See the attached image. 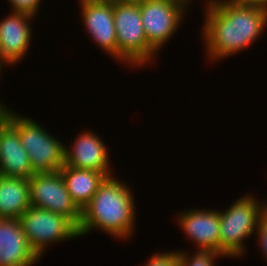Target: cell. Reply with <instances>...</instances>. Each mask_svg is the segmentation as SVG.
<instances>
[{"mask_svg": "<svg viewBox=\"0 0 267 266\" xmlns=\"http://www.w3.org/2000/svg\"><path fill=\"white\" fill-rule=\"evenodd\" d=\"M34 174L18 129L7 119L6 109H0V175L30 179Z\"/></svg>", "mask_w": 267, "mask_h": 266, "instance_id": "obj_13", "label": "cell"}, {"mask_svg": "<svg viewBox=\"0 0 267 266\" xmlns=\"http://www.w3.org/2000/svg\"><path fill=\"white\" fill-rule=\"evenodd\" d=\"M173 1L185 5L187 8L193 3L192 0H173Z\"/></svg>", "mask_w": 267, "mask_h": 266, "instance_id": "obj_22", "label": "cell"}, {"mask_svg": "<svg viewBox=\"0 0 267 266\" xmlns=\"http://www.w3.org/2000/svg\"><path fill=\"white\" fill-rule=\"evenodd\" d=\"M8 106L3 104V101L0 100V109H7Z\"/></svg>", "mask_w": 267, "mask_h": 266, "instance_id": "obj_24", "label": "cell"}, {"mask_svg": "<svg viewBox=\"0 0 267 266\" xmlns=\"http://www.w3.org/2000/svg\"><path fill=\"white\" fill-rule=\"evenodd\" d=\"M202 24L203 47L209 63L252 47L267 30V9L228 0H206ZM265 30V31H264Z\"/></svg>", "mask_w": 267, "mask_h": 266, "instance_id": "obj_1", "label": "cell"}, {"mask_svg": "<svg viewBox=\"0 0 267 266\" xmlns=\"http://www.w3.org/2000/svg\"><path fill=\"white\" fill-rule=\"evenodd\" d=\"M66 189L77 207L82 209L91 201L106 176L94 170L64 166L59 170Z\"/></svg>", "mask_w": 267, "mask_h": 266, "instance_id": "obj_15", "label": "cell"}, {"mask_svg": "<svg viewBox=\"0 0 267 266\" xmlns=\"http://www.w3.org/2000/svg\"><path fill=\"white\" fill-rule=\"evenodd\" d=\"M30 247L41 259L48 246L79 237L77 226L65 215L31 206L19 218Z\"/></svg>", "mask_w": 267, "mask_h": 266, "instance_id": "obj_6", "label": "cell"}, {"mask_svg": "<svg viewBox=\"0 0 267 266\" xmlns=\"http://www.w3.org/2000/svg\"><path fill=\"white\" fill-rule=\"evenodd\" d=\"M115 176L106 177L82 209L77 227L79 237L98 230L124 242L135 233L137 216L134 193L125 181Z\"/></svg>", "mask_w": 267, "mask_h": 266, "instance_id": "obj_2", "label": "cell"}, {"mask_svg": "<svg viewBox=\"0 0 267 266\" xmlns=\"http://www.w3.org/2000/svg\"><path fill=\"white\" fill-rule=\"evenodd\" d=\"M4 65V66H3ZM8 66L1 58H0V74L2 71V69H4L3 67ZM2 76V74L0 75V77Z\"/></svg>", "mask_w": 267, "mask_h": 266, "instance_id": "obj_23", "label": "cell"}, {"mask_svg": "<svg viewBox=\"0 0 267 266\" xmlns=\"http://www.w3.org/2000/svg\"><path fill=\"white\" fill-rule=\"evenodd\" d=\"M79 1V3H81V2H85V1H95V0H78Z\"/></svg>", "mask_w": 267, "mask_h": 266, "instance_id": "obj_26", "label": "cell"}, {"mask_svg": "<svg viewBox=\"0 0 267 266\" xmlns=\"http://www.w3.org/2000/svg\"><path fill=\"white\" fill-rule=\"evenodd\" d=\"M186 11L185 5L173 0H140L145 35L157 52L177 33Z\"/></svg>", "mask_w": 267, "mask_h": 266, "instance_id": "obj_7", "label": "cell"}, {"mask_svg": "<svg viewBox=\"0 0 267 266\" xmlns=\"http://www.w3.org/2000/svg\"><path fill=\"white\" fill-rule=\"evenodd\" d=\"M30 207L28 179L0 175V218L18 219Z\"/></svg>", "mask_w": 267, "mask_h": 266, "instance_id": "obj_16", "label": "cell"}, {"mask_svg": "<svg viewBox=\"0 0 267 266\" xmlns=\"http://www.w3.org/2000/svg\"><path fill=\"white\" fill-rule=\"evenodd\" d=\"M178 227L189 238L195 249L220 253L219 209L192 208L175 216Z\"/></svg>", "mask_w": 267, "mask_h": 266, "instance_id": "obj_11", "label": "cell"}, {"mask_svg": "<svg viewBox=\"0 0 267 266\" xmlns=\"http://www.w3.org/2000/svg\"><path fill=\"white\" fill-rule=\"evenodd\" d=\"M114 23L118 64H127L129 68L151 66L159 53L147 41L140 14V1H115Z\"/></svg>", "mask_w": 267, "mask_h": 266, "instance_id": "obj_3", "label": "cell"}, {"mask_svg": "<svg viewBox=\"0 0 267 266\" xmlns=\"http://www.w3.org/2000/svg\"><path fill=\"white\" fill-rule=\"evenodd\" d=\"M112 2H115V1H140V0H111Z\"/></svg>", "mask_w": 267, "mask_h": 266, "instance_id": "obj_25", "label": "cell"}, {"mask_svg": "<svg viewBox=\"0 0 267 266\" xmlns=\"http://www.w3.org/2000/svg\"><path fill=\"white\" fill-rule=\"evenodd\" d=\"M79 134L71 141V146L65 145V165L101 172L106 177L113 176L111 156L101 137L87 128Z\"/></svg>", "mask_w": 267, "mask_h": 266, "instance_id": "obj_10", "label": "cell"}, {"mask_svg": "<svg viewBox=\"0 0 267 266\" xmlns=\"http://www.w3.org/2000/svg\"><path fill=\"white\" fill-rule=\"evenodd\" d=\"M12 7L10 11L24 12L35 17L39 15L42 0H6Z\"/></svg>", "mask_w": 267, "mask_h": 266, "instance_id": "obj_19", "label": "cell"}, {"mask_svg": "<svg viewBox=\"0 0 267 266\" xmlns=\"http://www.w3.org/2000/svg\"><path fill=\"white\" fill-rule=\"evenodd\" d=\"M257 243L259 244V251H261L264 256L263 259L267 262V212L265 211L258 223L256 235Z\"/></svg>", "mask_w": 267, "mask_h": 266, "instance_id": "obj_20", "label": "cell"}, {"mask_svg": "<svg viewBox=\"0 0 267 266\" xmlns=\"http://www.w3.org/2000/svg\"><path fill=\"white\" fill-rule=\"evenodd\" d=\"M253 193L235 200L230 207L219 210L220 253L228 258H241L246 254V238L256 235L257 226L265 212V202Z\"/></svg>", "mask_w": 267, "mask_h": 266, "instance_id": "obj_4", "label": "cell"}, {"mask_svg": "<svg viewBox=\"0 0 267 266\" xmlns=\"http://www.w3.org/2000/svg\"><path fill=\"white\" fill-rule=\"evenodd\" d=\"M0 20V58L9 66H15L26 56L31 45L35 16L11 11Z\"/></svg>", "mask_w": 267, "mask_h": 266, "instance_id": "obj_12", "label": "cell"}, {"mask_svg": "<svg viewBox=\"0 0 267 266\" xmlns=\"http://www.w3.org/2000/svg\"><path fill=\"white\" fill-rule=\"evenodd\" d=\"M241 5H256L267 9V0H228Z\"/></svg>", "mask_w": 267, "mask_h": 266, "instance_id": "obj_21", "label": "cell"}, {"mask_svg": "<svg viewBox=\"0 0 267 266\" xmlns=\"http://www.w3.org/2000/svg\"><path fill=\"white\" fill-rule=\"evenodd\" d=\"M265 202V211L267 212V200H264Z\"/></svg>", "mask_w": 267, "mask_h": 266, "instance_id": "obj_27", "label": "cell"}, {"mask_svg": "<svg viewBox=\"0 0 267 266\" xmlns=\"http://www.w3.org/2000/svg\"><path fill=\"white\" fill-rule=\"evenodd\" d=\"M28 181L31 206L65 215L78 227L81 210L68 193L60 171L35 173Z\"/></svg>", "mask_w": 267, "mask_h": 266, "instance_id": "obj_8", "label": "cell"}, {"mask_svg": "<svg viewBox=\"0 0 267 266\" xmlns=\"http://www.w3.org/2000/svg\"><path fill=\"white\" fill-rule=\"evenodd\" d=\"M39 261L19 219L0 218V266H34Z\"/></svg>", "mask_w": 267, "mask_h": 266, "instance_id": "obj_14", "label": "cell"}, {"mask_svg": "<svg viewBox=\"0 0 267 266\" xmlns=\"http://www.w3.org/2000/svg\"><path fill=\"white\" fill-rule=\"evenodd\" d=\"M82 23L93 43L118 61V46L114 23V2L95 0L79 3Z\"/></svg>", "mask_w": 267, "mask_h": 266, "instance_id": "obj_9", "label": "cell"}, {"mask_svg": "<svg viewBox=\"0 0 267 266\" xmlns=\"http://www.w3.org/2000/svg\"><path fill=\"white\" fill-rule=\"evenodd\" d=\"M177 250L179 266H215L216 258L226 257L212 250H196L194 253Z\"/></svg>", "mask_w": 267, "mask_h": 266, "instance_id": "obj_17", "label": "cell"}, {"mask_svg": "<svg viewBox=\"0 0 267 266\" xmlns=\"http://www.w3.org/2000/svg\"><path fill=\"white\" fill-rule=\"evenodd\" d=\"M7 119L18 129L21 145L31 162L34 173L59 171L65 164V145L47 132L41 124L28 116H22L10 108Z\"/></svg>", "mask_w": 267, "mask_h": 266, "instance_id": "obj_5", "label": "cell"}, {"mask_svg": "<svg viewBox=\"0 0 267 266\" xmlns=\"http://www.w3.org/2000/svg\"><path fill=\"white\" fill-rule=\"evenodd\" d=\"M144 266H179L177 250L156 252L147 259Z\"/></svg>", "mask_w": 267, "mask_h": 266, "instance_id": "obj_18", "label": "cell"}]
</instances>
